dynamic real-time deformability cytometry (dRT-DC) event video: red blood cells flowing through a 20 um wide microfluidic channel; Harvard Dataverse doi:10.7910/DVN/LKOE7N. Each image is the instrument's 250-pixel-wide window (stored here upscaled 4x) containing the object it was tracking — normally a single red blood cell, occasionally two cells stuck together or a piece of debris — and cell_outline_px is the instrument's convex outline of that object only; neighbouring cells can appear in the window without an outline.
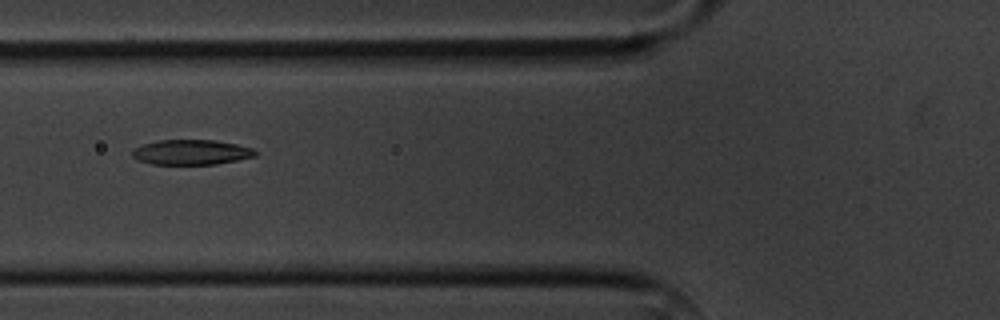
{"species": "common noctule bat (a hibernating species)", "species_latin": "Nyctalus noctula", "temperature_condition": "cold", "stored_images_in_passage": 6, "camera_frame_rate_fps": 3000, "um_per_image_px": 0.085, "animal": {"sex": "male", "body_mass_g": 20.1, "forearm_length_mm": 53.5}, "frame": {"image": 1, "passage_image": 2, "time_ms": 1.333, "image_size_px": [1000, 320], "cell_outline_px": [[256, 156], [216, 164], [152, 164], [140, 160], [132, 156], [132, 148], [144, 144], [160, 140], [216, 140], [236, 144], [252, 148], [256, 152]], "centroid_in_image_um": [16.25, 12.93], "position_along_channel_um": 109.6, "area_um2": 17.8}}
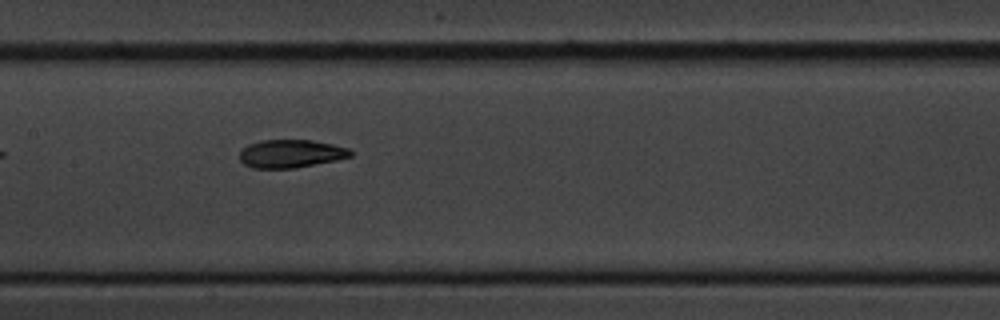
{"frame": {"image": 2, "passage_image": 4, "time_ms": 3.333, "image_size_px": [1000, 320], "cell_outline_px": [[352, 156], [336, 160], [296, 168], [252, 168], [244, 164], [240, 160], [240, 148], [248, 144], [260, 140], [312, 140], [332, 144], [348, 148], [352, 152]], "centroid_in_image_um": [24.69, 13.06], "position_along_channel_um": 182.7, "area_um2": 18.26}}
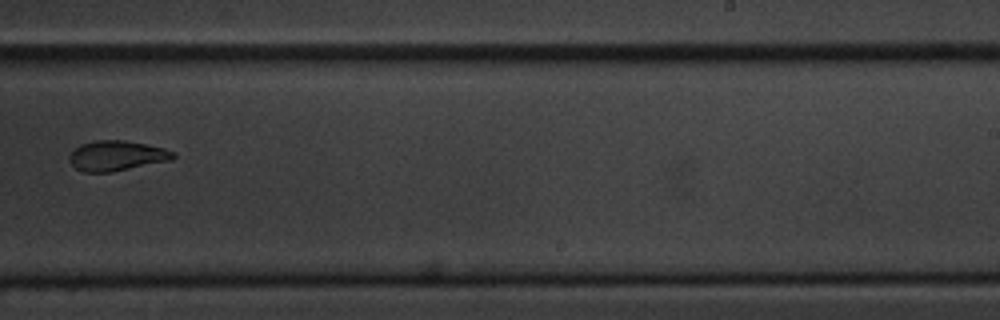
{"frame": {"image": 3, "passage_image": 6, "time_ms": 6.0, "image_size_px": [1000, 320], "cell_outline_px": [[176, 156], [172, 160], [112, 172], [84, 172], [76, 168], [68, 160], [68, 156], [80, 144], [96, 140], [124, 140], [164, 148], [176, 152]], "centroid_in_image_um": [9.93, 13.24], "position_along_channel_um": 279.1, "area_um2": 18.26}}